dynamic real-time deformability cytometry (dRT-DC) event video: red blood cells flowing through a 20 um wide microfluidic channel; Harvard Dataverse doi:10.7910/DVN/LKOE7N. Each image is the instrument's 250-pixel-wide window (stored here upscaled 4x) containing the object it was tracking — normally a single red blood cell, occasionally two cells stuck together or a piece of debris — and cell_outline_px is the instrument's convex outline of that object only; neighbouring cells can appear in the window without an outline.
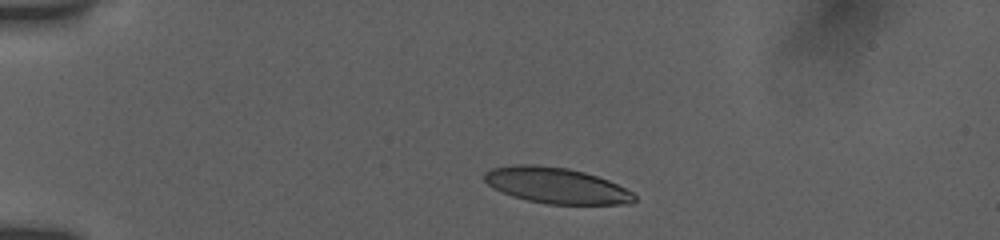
{"species": "human", "species_latin": "Homo sapiens", "temperature_condition": "room temperature", "stored_images_in_passage": 7, "camera_frame_rate_fps": 3000, "um_per_image_px": 0.085, "donor": {"sex": "female"}, "frame": {"image": 1, "passage_image": 1, "time_ms": 0.0, "image_size_px": [1000, 240], "cell_outline_px": [[624, 200], [608, 204], [560, 204], [536, 200], [520, 196], [500, 172], [500, 168], [556, 168], [576, 172], [592, 176], [604, 180], [620, 188]], "centroid_in_image_um": [47.72, 15.84], "position_along_channel_um": 37.3, "area_um2": 23.64}}